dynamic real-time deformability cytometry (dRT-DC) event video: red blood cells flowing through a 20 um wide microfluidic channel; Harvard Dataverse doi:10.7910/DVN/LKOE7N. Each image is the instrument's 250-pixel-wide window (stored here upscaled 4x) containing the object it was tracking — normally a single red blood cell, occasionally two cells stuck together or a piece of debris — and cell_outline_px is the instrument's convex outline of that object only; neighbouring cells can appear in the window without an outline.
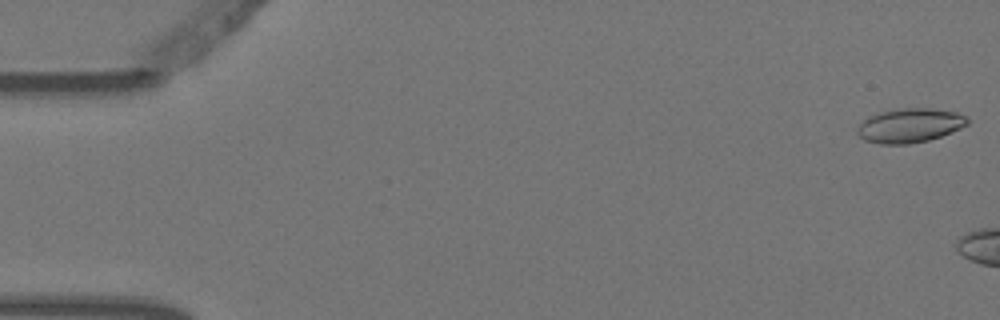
{"species": "Egyptian fruit bat (a non-hibernating species)", "species_latin": "Rousettus aegyptiacus", "temperature_condition": "warm", "stored_images_in_passage": 8, "camera_frame_rate_fps": 3000, "um_per_image_px": 0.085, "animal": {"sex": "female"}, "frame": {"image": 1, "passage_image": 1, "time_ms": 0.0, "image_size_px": [1000, 320], "cell_outline_px": [[968, 124], [960, 128], [940, 136], [928, 140], [908, 144], [880, 144], [864, 140], [856, 132], [860, 124], [868, 116], [880, 112], [900, 108], [928, 108], [956, 112], [968, 116]], "centroid_in_image_um": [77.32, 10.66], "position_along_channel_um": 7.7, "area_um2": 21.85}}
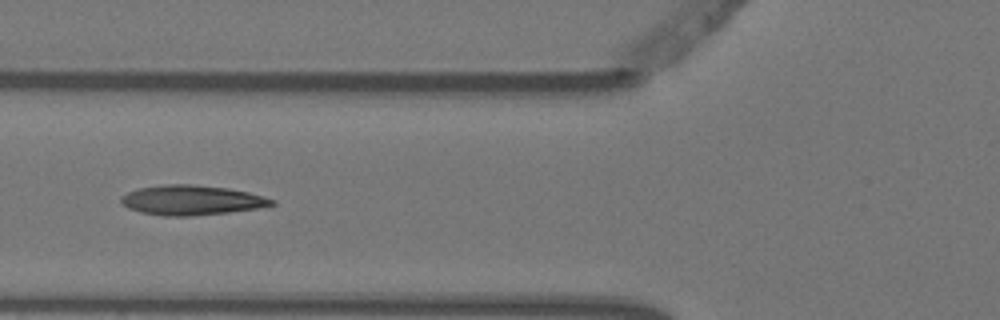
{"frame": {"image": 2, "passage_image": 5, "time_ms": 1.333, "image_size_px": [1000, 320], "cell_outline_px": [[276, 204], [256, 208], [228, 212], [192, 216], [164, 216], [140, 212], [128, 208], [120, 204], [120, 196], [128, 192], [140, 188], [164, 184], [192, 184], [228, 188], [248, 192], [276, 200]], "centroid_in_image_um": [16.24, 17.01], "position_along_channel_um": 109.6, "area_um2": 26.18}}
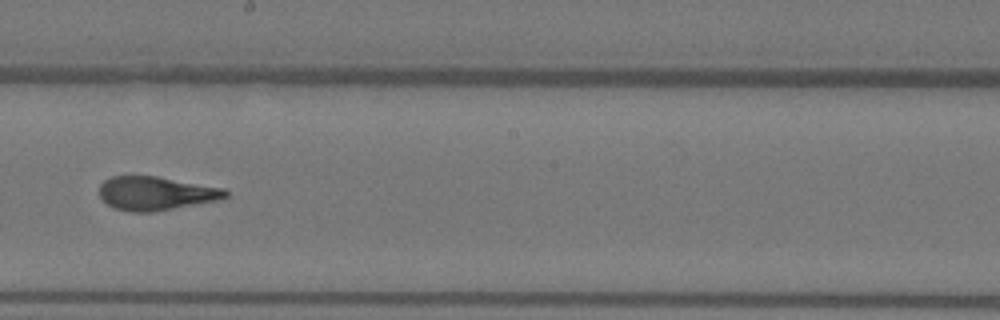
{"frame": {"image": 3, "passage_image": 8, "time_ms": 2.333, "image_size_px": [1000, 320], "cell_outline_px": [[228, 196], [216, 200], [152, 212], [128, 212], [116, 208], [108, 204], [100, 196], [100, 184], [104, 180], [112, 176], [156, 176], [224, 188], [228, 192]], "centroid_in_image_um": [13.22, 16.43], "position_along_channel_um": 235.0, "area_um2": 24.45}}